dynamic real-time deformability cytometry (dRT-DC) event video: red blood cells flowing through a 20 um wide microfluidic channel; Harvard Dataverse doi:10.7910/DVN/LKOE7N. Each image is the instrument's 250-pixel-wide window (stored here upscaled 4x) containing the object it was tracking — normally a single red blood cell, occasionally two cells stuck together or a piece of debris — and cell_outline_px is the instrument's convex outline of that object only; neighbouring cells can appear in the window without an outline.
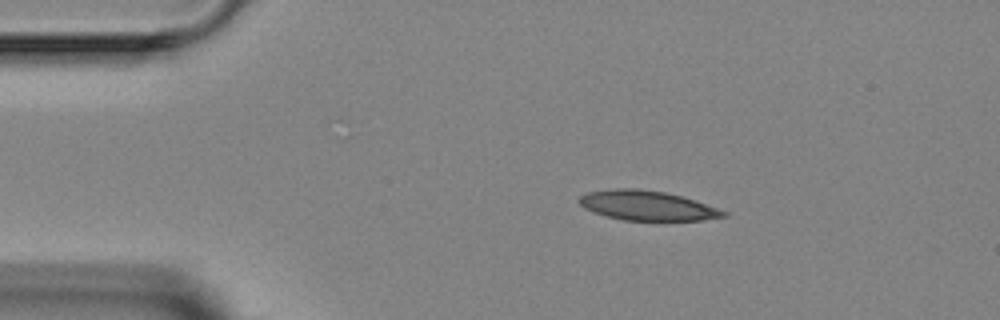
{"species": "Egyptian fruit bat (a non-hibernating species)", "species_latin": "Rousettus aegyptiacus", "temperature_condition": "room temperature", "stored_images_in_passage": 3, "camera_frame_rate_fps": 3000, "um_per_image_px": 0.085, "animal": {"sex": "female"}, "frame": {"image": 1, "passage_image": 1, "time_ms": 0.0, "image_size_px": [1000, 320], "cell_outline_px": [[728, 216], [704, 220], [624, 220], [592, 212], [584, 208], [580, 204], [580, 196], [588, 192], [612, 188], [636, 188], [664, 192], [696, 200], [728, 212]], "centroid_in_image_um": [55.02, 17.47], "position_along_channel_um": 30.0, "area_um2": 24.85}}
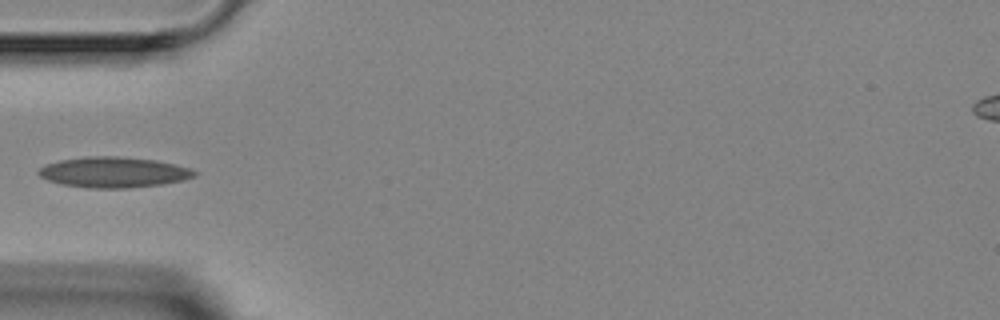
{"frame": {"image": 2, "passage_image": 3, "time_ms": 2.333, "image_size_px": [1000, 320], "cell_outline_px": [[196, 176], [184, 180], [164, 184], [128, 188], [88, 188], [64, 184], [48, 180], [40, 176], [36, 172], [44, 164], [60, 160], [88, 156], [116, 156], [156, 160], [176, 164], [192, 168], [196, 172]], "centroid_in_image_um": [9.69, 14.64], "position_along_channel_um": 75.3, "area_um2": 27.92}}